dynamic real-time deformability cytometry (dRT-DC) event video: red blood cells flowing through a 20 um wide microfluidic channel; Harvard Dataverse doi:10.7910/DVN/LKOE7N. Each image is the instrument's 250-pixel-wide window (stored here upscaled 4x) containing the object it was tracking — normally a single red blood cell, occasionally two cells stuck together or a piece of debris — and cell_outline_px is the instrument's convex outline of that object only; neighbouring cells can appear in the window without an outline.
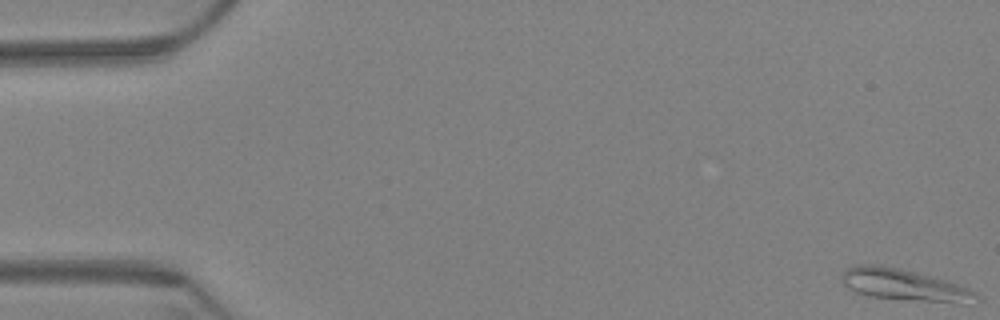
{"species": "Egyptian fruit bat (a non-hibernating species)", "species_latin": "Rousettus aegyptiacus", "temperature_condition": "warm", "stored_images_in_passage": 63, "segment_of_instrument_passage": [1, 2], "camera_frame_rate_fps": 3000, "um_per_image_px": 0.085, "animal": {"sex": "female"}, "frame": {"image": 1, "passage_image": 1, "time_ms": 0.0, "image_size_px": [1000, 320], "cell_outline_px": [[980, 300], [968, 304], [956, 304], [872, 296], [856, 292], [844, 284], [840, 276], [848, 268], [860, 264], [880, 264], [900, 268], [944, 280], [968, 288]], "centroid_in_image_um": [76.87, 24.22], "position_along_channel_um": 8.1, "area_um2": 24.45}}
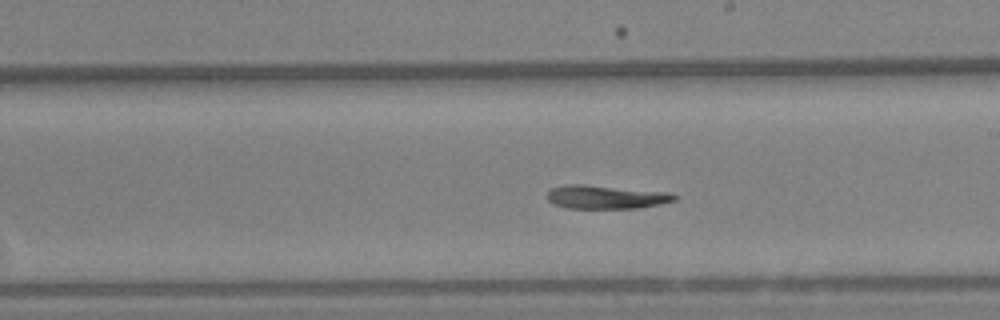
{"frame": {"image": 2, "passage_image": 36, "time_ms": 11.667, "image_size_px": [1000, 320], "cell_outline_px": [[676, 200], [660, 204], [636, 208], [568, 208], [556, 204], [548, 200], [548, 192], [552, 188], [568, 184], [584, 184], [668, 192], [676, 196]], "centroid_in_image_um": [51.51, 16.74], "position_along_channel_um": 237.5, "area_um2": 17.22}}
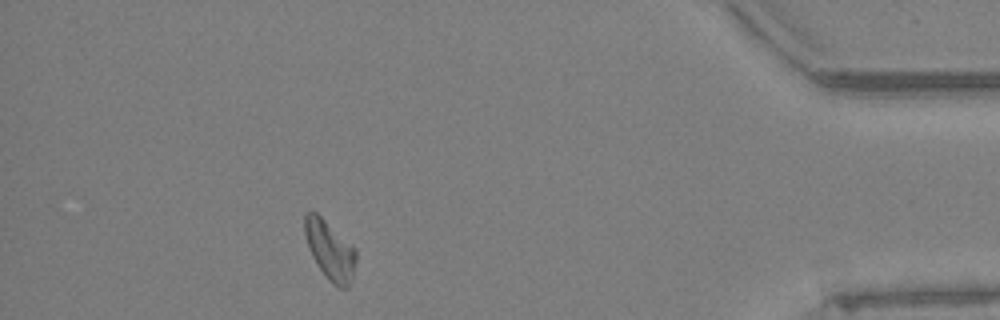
{"frame": {"image": 3, "passage_image": 56, "time_ms": 18.333, "image_size_px": [1000, 320], "cell_outline_px": [[356, 260], [352, 276], [348, 288], [336, 288], [328, 280], [312, 256], [304, 232], [304, 216], [308, 212], [316, 212], [352, 244], [356, 248]], "centroid_in_image_um": [28.06, 21.28], "position_along_channel_um": 407.1, "area_um2": 17.51}}